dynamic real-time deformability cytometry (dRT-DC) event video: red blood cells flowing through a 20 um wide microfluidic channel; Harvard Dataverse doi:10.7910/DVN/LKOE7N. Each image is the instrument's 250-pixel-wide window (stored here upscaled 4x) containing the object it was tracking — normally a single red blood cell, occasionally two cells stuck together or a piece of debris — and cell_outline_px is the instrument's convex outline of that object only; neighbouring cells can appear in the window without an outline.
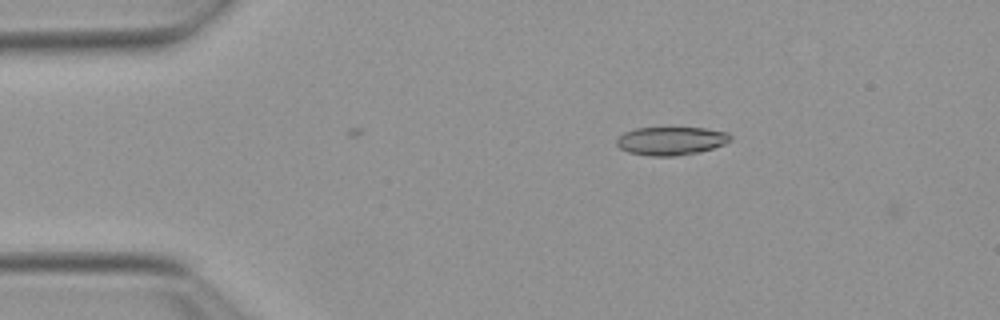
{"species": "Egyptian fruit bat (a non-hibernating species)", "species_latin": "Rousettus aegyptiacus", "temperature_condition": "warm", "stored_images_in_passage": 2, "camera_frame_rate_fps": 3000, "um_per_image_px": 0.085, "animal": {"sex": "female"}, "frame": {"image": 1, "passage_image": 1, "time_ms": 0.0, "image_size_px": [1000, 320], "cell_outline_px": [[732, 140], [724, 144], [700, 152], [676, 156], [652, 156], [628, 152], [620, 148], [616, 144], [616, 136], [624, 132], [636, 128], [704, 128], [728, 132], [732, 136]], "centroid_in_image_um": [57.03, 11.97], "position_along_channel_um": 28.0, "area_um2": 18.9}}